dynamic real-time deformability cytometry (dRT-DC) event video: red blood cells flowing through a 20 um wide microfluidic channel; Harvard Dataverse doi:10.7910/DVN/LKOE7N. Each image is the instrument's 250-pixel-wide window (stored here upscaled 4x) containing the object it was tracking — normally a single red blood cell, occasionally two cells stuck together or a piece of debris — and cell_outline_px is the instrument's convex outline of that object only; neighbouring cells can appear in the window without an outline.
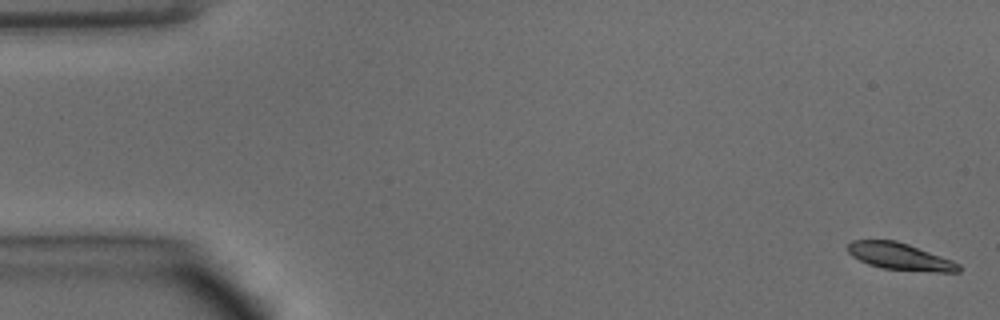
{"species": "common noctule bat (a hibernating species)", "species_latin": "Nyctalus noctula", "temperature_condition": "warm", "stored_images_in_passage": 50, "camera_frame_rate_fps": 3000, "um_per_image_px": 0.085, "animal": {"sex": "male", "body_mass_g": 15.6}, "frame": {"image": 1, "passage_image": 1, "time_ms": 0.0, "image_size_px": [1000, 320], "cell_outline_px": [[960, 272], [932, 272], [884, 268], [868, 264], [852, 256], [848, 252], [848, 244], [852, 240], [896, 240], [908, 244], [952, 260], [960, 264]], "centroid_in_image_um": [76.51, 21.8], "position_along_channel_um": 8.5, "area_um2": 17.28}}
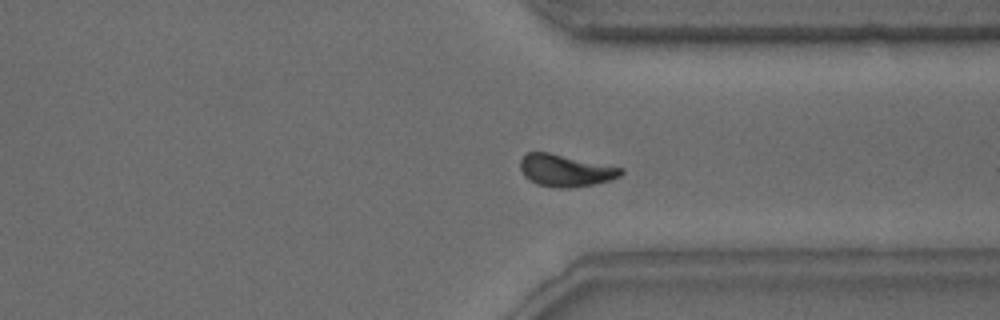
{"frame": {"image": 2, "passage_image": 37, "time_ms": 12.0, "image_size_px": [1000, 320], "cell_outline_px": [[624, 172], [620, 176], [612, 180], [572, 188], [560, 188], [536, 184], [528, 180], [524, 176], [520, 168], [520, 160], [528, 152], [548, 152], [624, 168]], "centroid_in_image_um": [48.07, 14.5], "position_along_channel_um": 363.3, "area_um2": 18.84}}
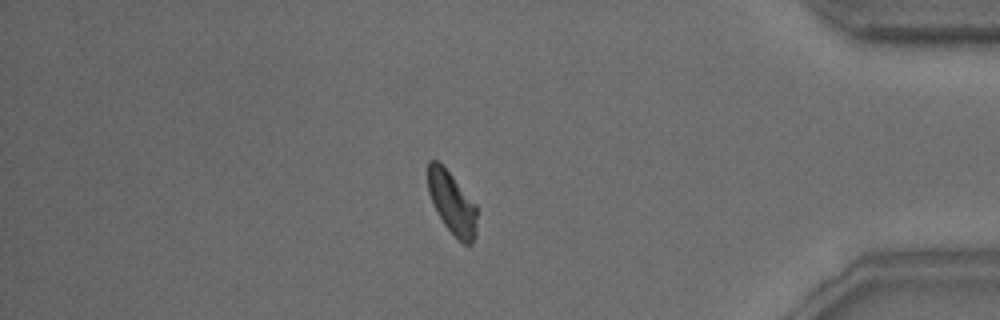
{"frame": {"image": 3, "passage_image": 42, "time_ms": 13.667, "image_size_px": [1000, 320], "cell_outline_px": [[476, 236], [472, 244], [464, 244], [444, 224], [428, 192], [428, 160], [436, 160], [452, 176], [476, 204]], "centroid_in_image_um": [38.44, 17.26], "position_along_channel_um": 396.8, "area_um2": 17.28}, "authors_computed_cell_mechanics": {"area_um2": 18.6116, "velocity_mm_per_s": 4.0794, "shape_relaxation_time_tau1_ms": 2.3583, "shape_relaxation_time_tau2_ms": 3.6538, "deformation_change_tau1": 0.1144, "deformation_change_tau2": 0.0709}}